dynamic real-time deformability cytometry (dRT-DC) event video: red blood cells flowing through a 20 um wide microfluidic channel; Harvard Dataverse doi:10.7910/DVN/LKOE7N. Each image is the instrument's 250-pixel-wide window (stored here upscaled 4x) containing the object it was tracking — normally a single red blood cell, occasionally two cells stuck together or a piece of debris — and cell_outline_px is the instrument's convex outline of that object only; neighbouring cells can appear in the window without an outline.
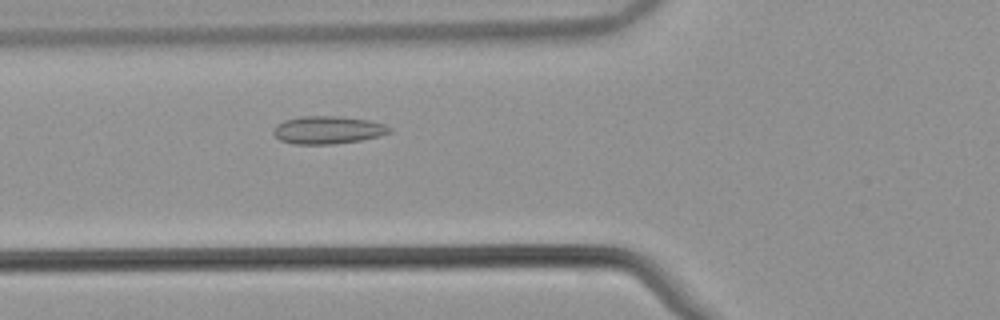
{"species": "common noctule bat (a hibernating species)", "species_latin": "Nyctalus noctula", "temperature_condition": "warm", "stored_images_in_passage": 35, "camera_frame_rate_fps": 3000, "um_per_image_px": 0.085, "animal": {"sex": "male", "body_mass_g": 21.5, "forearm_length_mm": 52.0}, "frame": {"image": 1, "passage_image": 8, "time_ms": 2.333, "image_size_px": [1000, 320], "cell_outline_px": [[392, 132], [380, 136], [360, 140], [336, 144], [292, 144], [280, 140], [272, 132], [272, 128], [276, 124], [284, 120], [300, 116], [336, 116], [368, 120], [384, 124], [392, 128]], "centroid_in_image_um": [27.84, 11.05], "position_along_channel_um": 98.0, "area_um2": 18.96}}
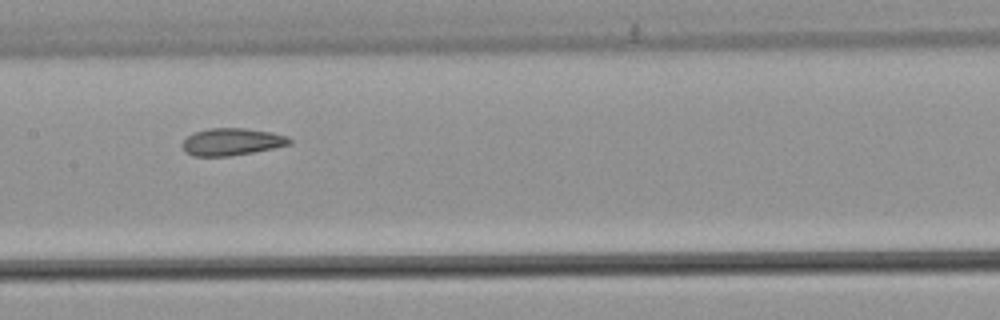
{"frame": {"image": 2, "passage_image": 15, "time_ms": 4.667, "image_size_px": [1000, 320], "cell_outline_px": [[292, 144], [252, 152], [228, 156], [192, 156], [184, 152], [180, 144], [188, 136], [196, 132], [208, 128], [244, 128], [272, 132], [288, 136], [292, 140]], "centroid_in_image_um": [19.69, 12.05], "position_along_channel_um": 187.7, "area_um2": 17.05}}
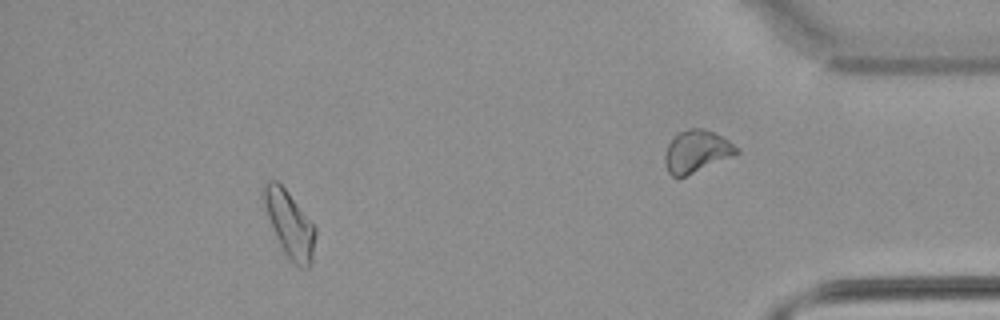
{"frame": {"image": 3, "passage_image": 30, "time_ms": 9.667, "image_size_px": [1000, 320], "cell_outline_px": [[316, 236], [312, 264], [308, 268], [300, 268], [284, 252], [276, 236], [260, 196], [260, 188], [268, 180], [276, 180], [288, 192], [316, 228]], "centroid_in_image_um": [24.6, 19.02], "position_along_channel_um": 410.6, "area_um2": 19.88}, "authors_computed_cell_mechanics": {"area_um2": 17.2822, "velocity_mm_per_s": 3.8426, "shape_relaxation_time_tau1_ms": null, "shape_relaxation_time_tau2_ms": 2.2458, "deformation_change_tau1": null, "deformation_change_tau2": 0.0619}}